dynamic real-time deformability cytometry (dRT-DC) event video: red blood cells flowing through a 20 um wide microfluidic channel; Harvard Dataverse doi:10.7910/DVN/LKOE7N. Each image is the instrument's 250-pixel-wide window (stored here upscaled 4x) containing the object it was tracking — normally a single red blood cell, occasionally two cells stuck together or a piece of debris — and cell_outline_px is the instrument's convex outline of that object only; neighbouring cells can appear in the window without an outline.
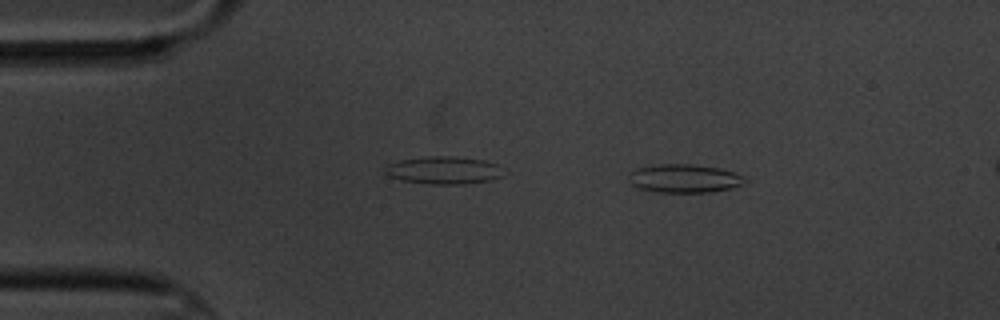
{"species": "common noctule bat (a hibernating species)", "species_latin": "Nyctalus noctula", "temperature_condition": "cold", "stored_images_in_passage": 6, "camera_frame_rate_fps": 3000, "um_per_image_px": 0.085, "animal": {"sex": "male", "body_mass_g": 20.1, "forearm_length_mm": 53.5}, "frame": {"image": 1, "passage_image": 3, "time_ms": 2.333, "image_size_px": [1000, 320], "cell_outline_px": [[744, 184], [732, 188], [708, 192], [656, 192], [640, 188], [632, 184], [628, 180], [628, 172], [636, 168], [660, 164], [692, 164], [720, 168], [744, 176]], "centroid_in_image_um": [58.13, 15.16], "position_along_channel_um": 26.9, "area_um2": 19.25}}